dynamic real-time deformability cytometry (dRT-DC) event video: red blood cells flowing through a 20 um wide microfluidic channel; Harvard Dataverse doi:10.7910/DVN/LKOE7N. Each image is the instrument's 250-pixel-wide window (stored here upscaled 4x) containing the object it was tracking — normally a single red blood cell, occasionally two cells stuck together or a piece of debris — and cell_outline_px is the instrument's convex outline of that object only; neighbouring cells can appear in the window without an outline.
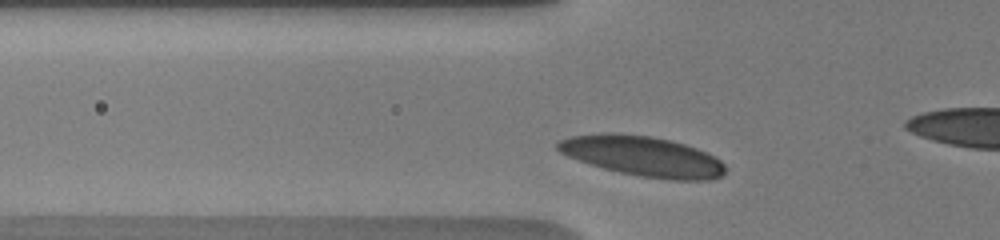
{"species": "human", "species_latin": "Homo sapiens", "temperature_condition": "warm", "stored_images_in_passage": 13, "camera_frame_rate_fps": 3000, "um_per_image_px": 0.085, "donor": {"sex": "male"}, "frame": {"image": 1, "passage_image": 3, "time_ms": 0.333, "image_size_px": [1000, 240], "cell_outline_px": [[724, 172], [720, 176], [708, 180], [672, 180], [640, 176], [620, 172], [604, 168], [568, 156], [560, 152], [556, 148], [556, 144], [560, 140], [572, 136], [600, 132], [612, 132], [652, 136], [684, 144], [696, 148], [720, 160], [724, 164]], "centroid_in_image_um": [54.6, 13.26], "position_along_channel_um": 71.2, "area_um2": 38.84}}
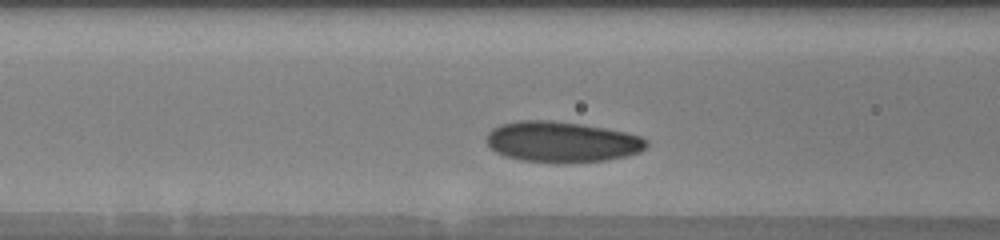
{"frame": {"image": 2, "passage_image": 8, "time_ms": 1.667, "image_size_px": [1000, 240], "cell_outline_px": [[648, 144], [640, 152], [608, 160], [520, 160], [504, 156], [496, 152], [488, 144], [488, 132], [492, 128], [500, 124], [520, 120], [552, 120], [580, 124], [604, 128], [624, 132], [640, 136], [648, 140]], "centroid_in_image_um": [47.74, 12.01], "position_along_channel_um": 118.9, "area_um2": 36.88}}
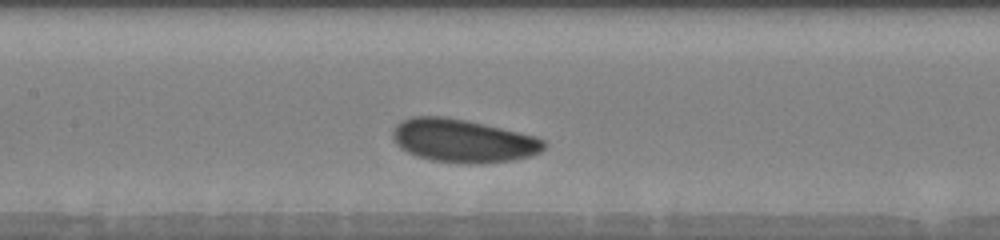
{"frame": {"image": 3, "passage_image": 11, "time_ms": 3.0, "image_size_px": [1000, 240], "cell_outline_px": [[548, 144], [540, 152], [528, 156], [512, 160], [476, 164], [468, 164], [432, 160], [408, 152], [400, 148], [396, 144], [392, 136], [392, 132], [396, 124], [400, 120], [412, 116], [444, 116], [484, 124], [536, 136], [544, 140]], "centroid_in_image_um": [39.34, 11.95], "position_along_channel_um": 168.1, "area_um2": 38.03}}